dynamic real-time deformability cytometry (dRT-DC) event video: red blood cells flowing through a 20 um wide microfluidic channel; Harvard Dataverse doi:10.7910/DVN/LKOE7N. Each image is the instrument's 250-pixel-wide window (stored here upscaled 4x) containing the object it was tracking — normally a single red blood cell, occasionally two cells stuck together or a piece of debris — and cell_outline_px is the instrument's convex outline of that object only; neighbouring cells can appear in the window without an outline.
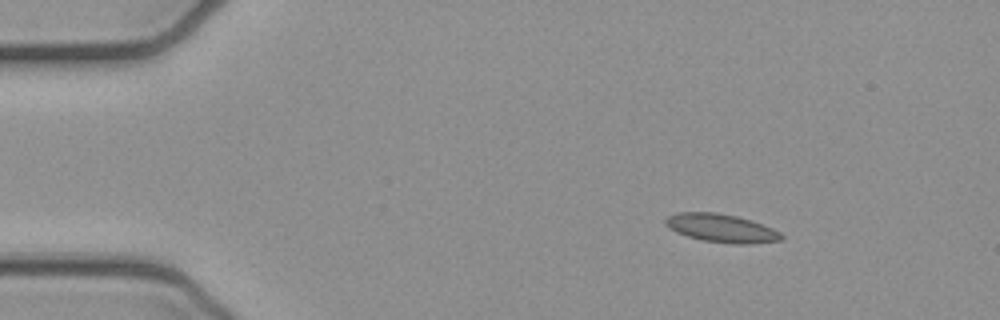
{"species": "common noctule bat (a hibernating species)", "species_latin": "Nyctalus noctula", "temperature_condition": "cold", "stored_images_in_passage": 3, "camera_frame_rate_fps": 3000, "um_per_image_px": 0.085, "animal": {"sex": "female", "body_mass_g": 21.9}, "frame": {"image": 1, "passage_image": 1, "time_ms": 0.0, "image_size_px": [1000, 320], "cell_outline_px": [[784, 236], [780, 240], [748, 244], [732, 244], [704, 240], [688, 236], [676, 232], [668, 228], [664, 224], [664, 220], [668, 216], [676, 212], [716, 212], [736, 216], [772, 228], [780, 232]], "centroid_in_image_um": [61.26, 19.39], "position_along_channel_um": 23.7, "area_um2": 18.96}}